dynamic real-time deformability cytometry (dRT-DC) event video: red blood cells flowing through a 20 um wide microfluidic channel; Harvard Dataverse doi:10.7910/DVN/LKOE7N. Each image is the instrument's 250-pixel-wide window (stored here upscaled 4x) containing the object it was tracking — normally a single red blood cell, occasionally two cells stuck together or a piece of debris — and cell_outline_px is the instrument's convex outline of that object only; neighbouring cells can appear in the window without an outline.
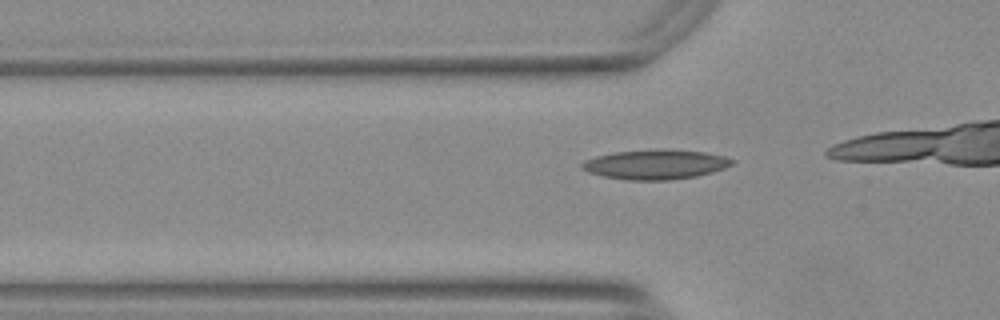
{"species": "Egyptian fruit bat (a non-hibernating species)", "species_latin": "Rousettus aegyptiacus", "temperature_condition": "warm", "stored_images_in_passage": 18, "camera_frame_rate_fps": 3000, "um_per_image_px": 0.085, "animal": {"sex": "female"}, "frame": {"image": 1, "passage_image": 13, "time_ms": 4.0, "image_size_px": [1000, 320], "cell_outline_px": [[736, 160], [732, 164], [724, 168], [712, 172], [696, 176], [668, 180], [628, 180], [604, 176], [588, 172], [580, 168], [580, 164], [584, 160], [596, 156], [616, 152], [656, 148], [704, 152], [724, 156]], "centroid_in_image_um": [55.7, 13.97], "position_along_channel_um": 70.1, "area_um2": 26.01}}
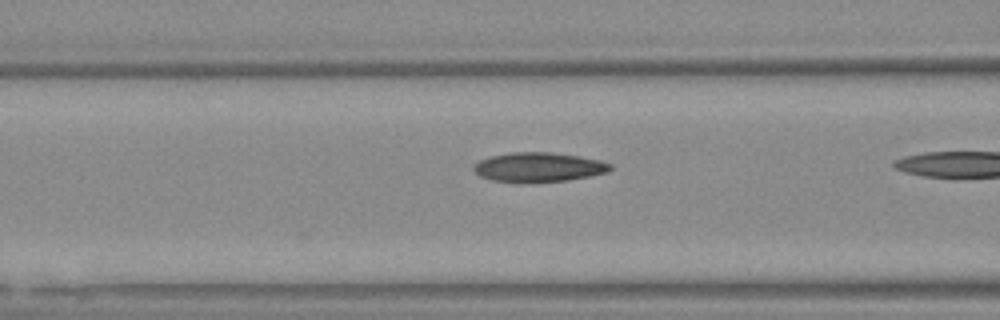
{"frame": {"image": 2, "passage_image": 17, "time_ms": 5.333, "image_size_px": [1000, 320], "cell_outline_px": [[612, 168], [608, 172], [568, 180], [492, 180], [480, 176], [472, 168], [480, 160], [492, 156], [512, 152], [552, 152], [580, 156], [600, 160], [612, 164]], "centroid_in_image_um": [45.84, 14.17], "position_along_channel_um": 120.8, "area_um2": 22.6}}